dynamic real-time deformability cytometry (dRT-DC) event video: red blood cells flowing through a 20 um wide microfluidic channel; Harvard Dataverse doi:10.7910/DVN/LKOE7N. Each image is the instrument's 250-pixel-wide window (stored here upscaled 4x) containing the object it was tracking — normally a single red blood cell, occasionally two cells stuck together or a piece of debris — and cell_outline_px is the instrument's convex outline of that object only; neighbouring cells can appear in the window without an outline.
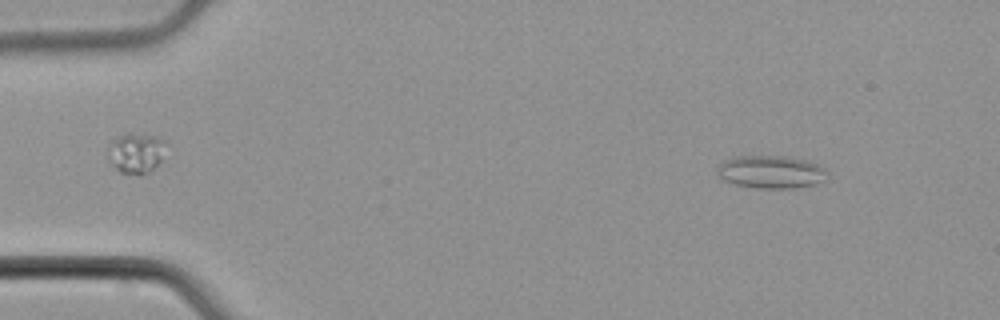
{"species": "common noctule bat (a hibernating species)", "species_latin": "Nyctalus noctula", "temperature_condition": "cold", "stored_images_in_passage": 50, "camera_frame_rate_fps": 3000, "um_per_image_px": 0.085, "animal": {"sex": "male", "body_mass_g": 21.5, "forearm_length_mm": 52.0}, "frame": {"image": 1, "passage_image": 4, "time_ms": 1.0, "image_size_px": [1000, 320], "cell_outline_px": [[828, 172], [824, 180], [816, 184], [796, 188], [756, 188], [736, 184], [724, 180], [716, 172], [716, 168], [724, 160], [736, 156], [788, 156], [804, 160], [816, 164], [824, 168]], "centroid_in_image_um": [65.53, 14.61], "position_along_channel_um": 19.5, "area_um2": 21.04}}
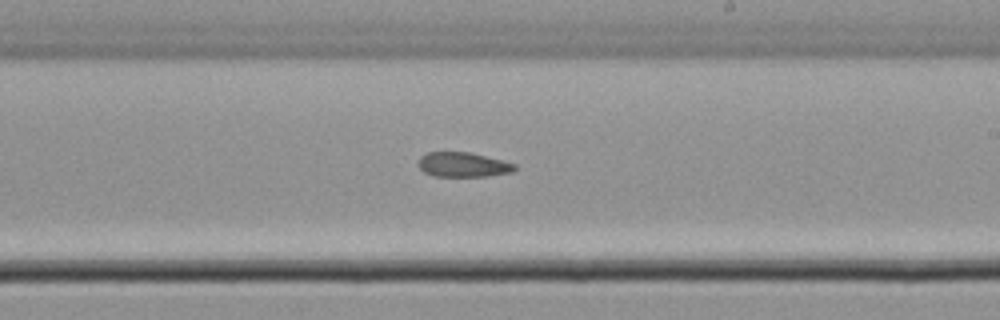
{"frame": {"image": 2, "passage_image": 29, "time_ms": 9.333, "image_size_px": [1000, 320], "cell_outline_px": [[516, 168], [512, 172], [488, 176], [432, 176], [424, 172], [420, 168], [420, 156], [428, 152], [468, 152], [516, 164]], "centroid_in_image_um": [39.35, 14.0], "position_along_channel_um": 249.7, "area_um2": 13.64}}
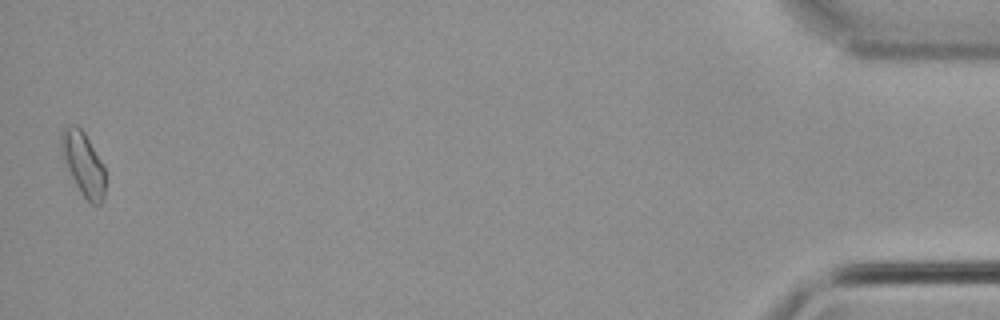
{"frame": {"image": 3, "passage_image": 50, "time_ms": 16.333, "image_size_px": [1000, 320], "cell_outline_px": [[104, 196], [100, 204], [92, 204], [84, 196], [76, 184], [60, 156], [60, 132], [64, 128], [72, 124], [76, 124], [84, 132], [104, 164]], "centroid_in_image_um": [7.04, 13.86], "position_along_channel_um": 428.2, "area_um2": 16.36}}